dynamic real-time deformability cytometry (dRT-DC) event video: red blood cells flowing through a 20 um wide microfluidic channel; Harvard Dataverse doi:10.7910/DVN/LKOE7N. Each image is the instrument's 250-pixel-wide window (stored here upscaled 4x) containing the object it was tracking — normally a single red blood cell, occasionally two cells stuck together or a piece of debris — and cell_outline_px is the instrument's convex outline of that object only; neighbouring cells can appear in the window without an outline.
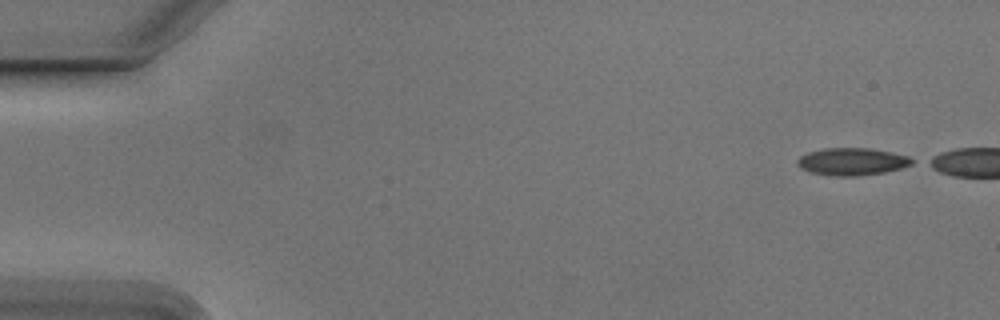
{"species": "Egyptian fruit bat (a non-hibernating species)", "species_latin": "Rousettus aegyptiacus", "temperature_condition": "cold", "stored_images_in_passage": 44, "camera_frame_rate_fps": 3000, "um_per_image_px": 0.085, "animal": {"sex": "male"}, "frame": {"image": 1, "passage_image": 1, "time_ms": 0.0, "image_size_px": [1000, 320], "cell_outline_px": [[916, 160], [912, 164], [900, 168], [884, 172], [856, 176], [832, 176], [812, 172], [800, 168], [796, 164], [796, 160], [800, 156], [808, 152], [824, 148], [872, 148], [892, 152], [908, 156]], "centroid_in_image_um": [72.42, 13.73], "position_along_channel_um": 12.6, "area_um2": 18.38}}
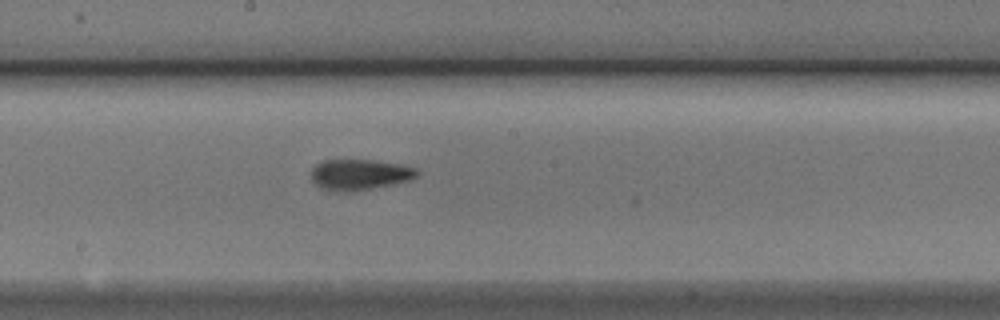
{"frame": {"image": 2, "passage_image": 27, "time_ms": 8.667, "image_size_px": [1000, 320], "cell_outline_px": [[420, 172], [412, 180], [352, 192], [332, 192], [320, 188], [312, 180], [312, 168], [316, 164], [324, 160], [376, 160], [400, 164], [416, 168]], "centroid_in_image_um": [30.57, 14.85], "position_along_channel_um": 217.6, "area_um2": 19.19}}
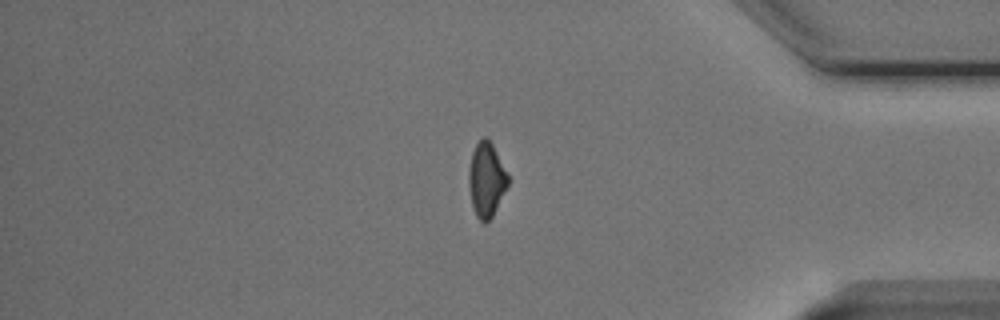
{"frame": {"image": 3, "passage_image": 43, "time_ms": 14.0, "image_size_px": [1000, 320], "cell_outline_px": [[508, 184], [492, 216], [484, 224], [476, 216], [472, 204], [468, 184], [468, 168], [472, 152], [476, 144], [484, 136], [492, 144], [508, 176]], "centroid_in_image_um": [41.31, 15.28], "position_along_channel_um": 393.9, "area_um2": 16.65}}